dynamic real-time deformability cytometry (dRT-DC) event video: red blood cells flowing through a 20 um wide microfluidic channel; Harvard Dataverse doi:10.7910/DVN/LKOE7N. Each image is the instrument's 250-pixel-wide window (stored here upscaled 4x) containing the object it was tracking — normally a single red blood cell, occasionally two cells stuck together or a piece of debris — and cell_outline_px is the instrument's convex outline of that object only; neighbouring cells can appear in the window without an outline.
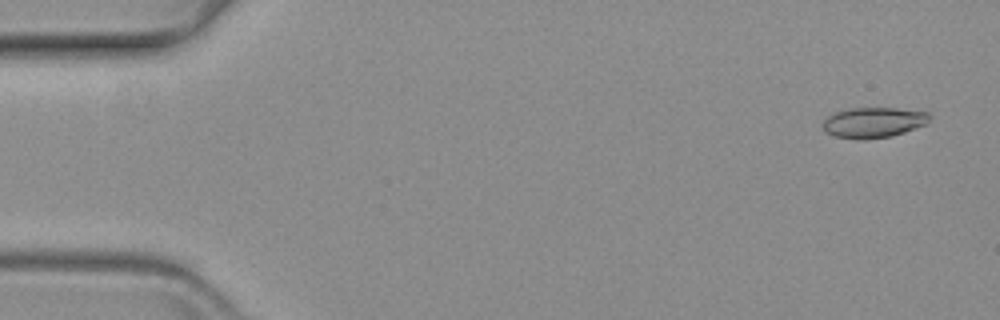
{"species": "common noctule bat (a hibernating species)", "species_latin": "Nyctalus noctula", "temperature_condition": "warm", "stored_images_in_passage": 59, "camera_frame_rate_fps": 3000, "um_per_image_px": 0.085, "animal": {"sex": "female", "body_mass_g": 19.3, "forearm_length_mm": 54.1}, "frame": {"image": 1, "passage_image": 2, "time_ms": 0.333, "image_size_px": [1000, 320], "cell_outline_px": [[932, 116], [928, 124], [892, 136], [864, 140], [856, 140], [836, 136], [824, 132], [820, 124], [828, 116], [836, 112], [852, 108], [896, 108], [928, 112]], "centroid_in_image_um": [74.25, 10.42], "position_along_channel_um": 10.8, "area_um2": 19.25}}
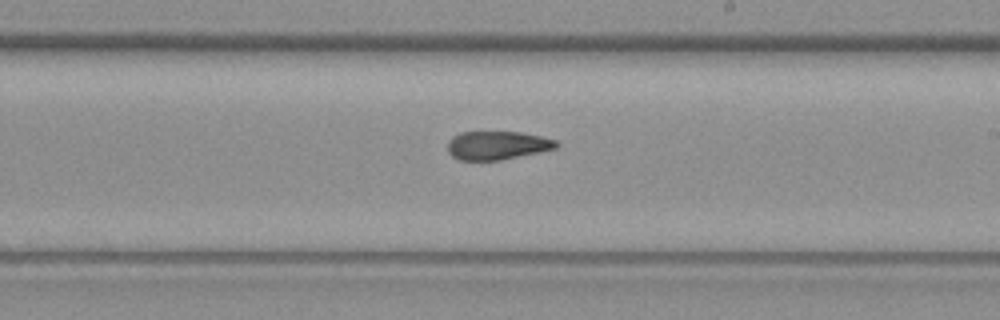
{"frame": {"image": 2, "passage_image": 34, "time_ms": 11.0, "image_size_px": [1000, 320], "cell_outline_px": [[560, 144], [556, 148], [500, 160], [460, 160], [452, 156], [448, 152], [448, 140], [452, 136], [460, 132], [520, 132], [540, 136], [556, 140]], "centroid_in_image_um": [42.24, 12.35], "position_along_channel_um": 246.8, "area_um2": 17.98}}
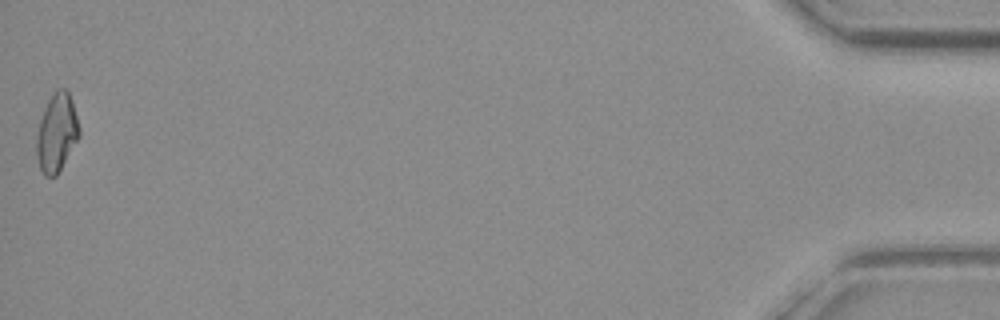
{"frame": {"image": 3, "passage_image": 59, "time_ms": 19.333, "image_size_px": [1000, 320], "cell_outline_px": [[80, 136], [56, 176], [44, 176], [40, 168], [36, 156], [36, 136], [40, 120], [44, 108], [52, 92], [56, 88], [68, 88], [72, 100], [80, 128]], "centroid_in_image_um": [4.82, 11.24], "position_along_channel_um": 430.4, "area_um2": 19.65}}